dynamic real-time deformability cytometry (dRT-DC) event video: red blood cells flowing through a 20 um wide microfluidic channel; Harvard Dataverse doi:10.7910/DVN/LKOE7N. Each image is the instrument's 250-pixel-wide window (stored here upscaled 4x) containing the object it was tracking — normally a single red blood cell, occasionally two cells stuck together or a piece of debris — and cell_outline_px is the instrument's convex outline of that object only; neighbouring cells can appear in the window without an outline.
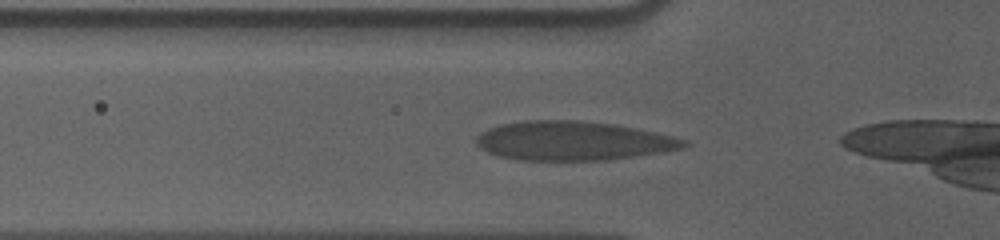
{"species": "human", "species_latin": "Homo sapiens", "temperature_condition": "cold", "stored_images_in_passage": 22, "camera_frame_rate_fps": 3000, "um_per_image_px": 0.085, "donor": {"sex": "male"}, "frame": {"image": 1, "passage_image": 13, "time_ms": 4.0, "image_size_px": [1000, 240], "cell_outline_px": [[688, 144], [684, 148], [664, 152], [608, 160], [516, 160], [496, 156], [480, 148], [476, 144], [476, 136], [480, 132], [488, 128], [500, 124], [524, 120], [580, 120], [616, 124], [656, 132], [688, 140]], "centroid_in_image_um": [48.69, 11.97], "position_along_channel_um": 77.1, "area_um2": 47.8}}
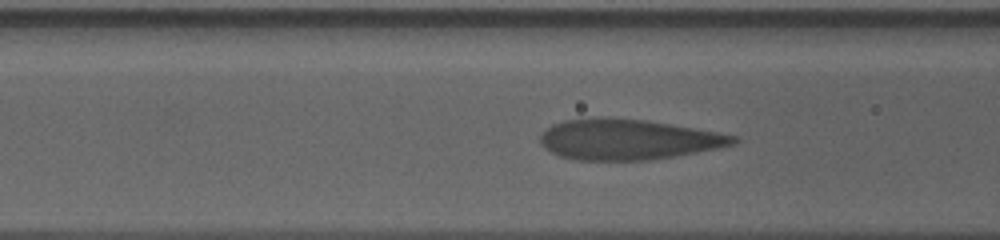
{"frame": {"image": 2, "passage_image": 16, "time_ms": 5.0, "image_size_px": [1000, 240], "cell_outline_px": [[740, 140], [736, 144], [696, 152], [652, 160], [576, 160], [560, 156], [544, 148], [540, 144], [540, 136], [552, 124], [564, 120], [596, 116], [608, 116], [648, 120], [716, 132], [736, 136]], "centroid_in_image_um": [53.34, 11.84], "position_along_channel_um": 113.3, "area_um2": 45.84}}
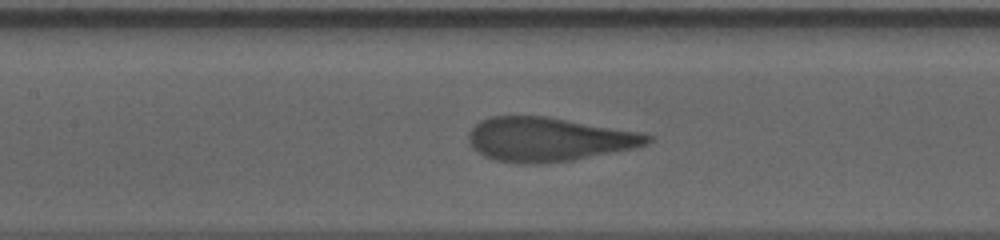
{"frame": {"image": 3, "passage_image": 20, "time_ms": 6.333, "image_size_px": [1000, 240], "cell_outline_px": [[652, 140], [648, 144], [632, 148], [572, 160], [540, 164], [520, 164], [496, 160], [484, 156], [472, 148], [468, 140], [468, 132], [480, 120], [492, 116], [548, 116], [640, 132], [652, 136]], "centroid_in_image_um": [46.59, 11.84], "position_along_channel_um": 160.8, "area_um2": 45.89}}